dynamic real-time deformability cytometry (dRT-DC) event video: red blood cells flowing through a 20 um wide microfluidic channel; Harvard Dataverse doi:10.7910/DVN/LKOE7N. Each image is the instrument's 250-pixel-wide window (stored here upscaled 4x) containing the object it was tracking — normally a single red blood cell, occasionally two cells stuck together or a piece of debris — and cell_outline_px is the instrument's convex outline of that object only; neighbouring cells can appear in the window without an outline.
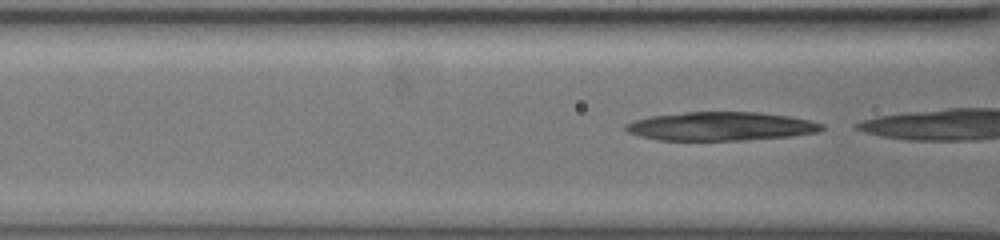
{"species": "common noctule bat (a hibernating species)", "species_latin": "Nyctalus noctula", "temperature_condition": "warm", "stored_images_in_passage": 31, "camera_frame_rate_fps": 3000, "um_per_image_px": 0.085, "animal": {"sex": "female", "body_mass_g": 19.5, "forearm_length_mm": 54.1}, "frame": {"image": 1, "passage_image": 28, "time_ms": 9.0, "image_size_px": [1000, 240], "cell_outline_px": [[824, 128], [816, 132], [792, 136], [744, 140], [656, 140], [640, 136], [628, 132], [624, 128], [624, 124], [648, 116], [684, 112], [760, 112], [788, 116], [808, 120], [824, 124]], "centroid_in_image_um": [61.23, 10.73], "position_along_channel_um": 105.4, "area_um2": 32.77}}